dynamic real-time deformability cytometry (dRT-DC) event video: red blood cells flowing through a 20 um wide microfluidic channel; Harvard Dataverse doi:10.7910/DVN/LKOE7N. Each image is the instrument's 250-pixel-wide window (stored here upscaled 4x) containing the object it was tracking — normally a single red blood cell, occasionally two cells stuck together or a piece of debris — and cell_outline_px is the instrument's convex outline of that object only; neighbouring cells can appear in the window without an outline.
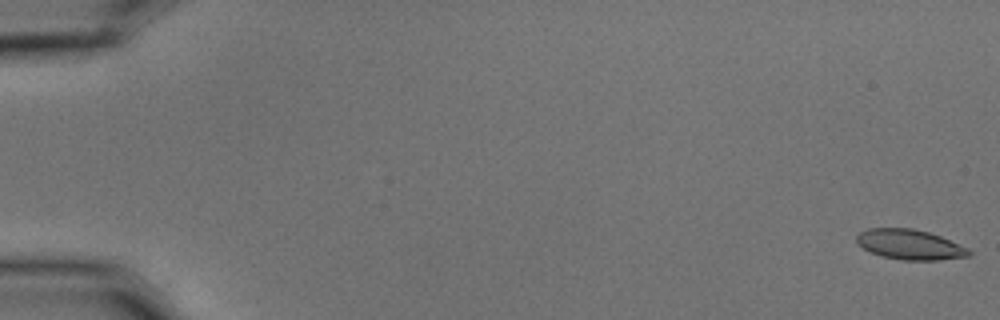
{"species": "common noctule bat (a hibernating species)", "species_latin": "Nyctalus noctula", "temperature_condition": "cold", "stored_images_in_passage": 5, "segment_of_instrument_passage": [1, 2], "camera_frame_rate_fps": 3000, "um_per_image_px": 0.085, "animal": {"sex": "male", "body_mass_g": 15.6}, "frame": {"image": 1, "passage_image": 1, "time_ms": 0.0, "image_size_px": [1000, 320], "cell_outline_px": [[972, 252], [968, 256], [936, 260], [900, 260], [880, 256], [856, 244], [856, 236], [860, 232], [868, 228], [912, 228], [928, 232], [940, 236], [968, 248]], "centroid_in_image_um": [77.3, 20.78], "position_along_channel_um": 7.7, "area_um2": 19.65}}